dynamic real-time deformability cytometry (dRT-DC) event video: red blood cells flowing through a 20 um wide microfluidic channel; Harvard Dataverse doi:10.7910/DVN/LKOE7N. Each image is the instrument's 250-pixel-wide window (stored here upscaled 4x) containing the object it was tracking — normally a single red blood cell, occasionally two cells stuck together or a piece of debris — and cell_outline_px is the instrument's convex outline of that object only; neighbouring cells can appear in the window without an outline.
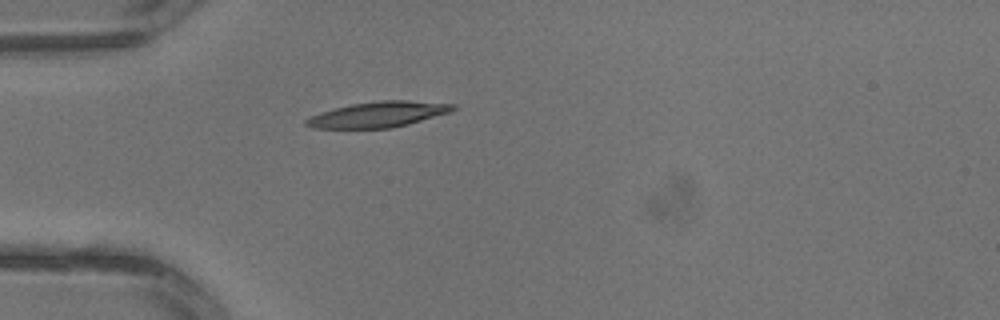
{"species": "common noctule bat (a hibernating species)", "species_latin": "Nyctalus noctula", "temperature_condition": "warm", "stored_images_in_passage": 3, "camera_frame_rate_fps": 3000, "um_per_image_px": 0.085, "animal": {"sex": "male", "body_mass_g": 13.3}, "frame": {"image": 1, "passage_image": 3, "time_ms": 0.667, "image_size_px": [1000, 320], "cell_outline_px": [[460, 108], [452, 112], [408, 124], [392, 128], [312, 128], [304, 124], [304, 120], [320, 112], [352, 104], [380, 100], [404, 100], [456, 104]], "centroid_in_image_um": [32.21, 9.72], "position_along_channel_um": 52.8, "area_um2": 21.96}}